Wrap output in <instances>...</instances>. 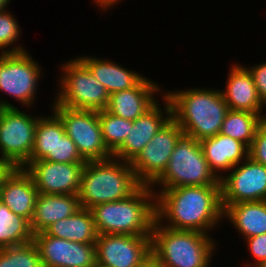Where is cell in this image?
Listing matches in <instances>:
<instances>
[{
  "label": "cell",
  "mask_w": 266,
  "mask_h": 267,
  "mask_svg": "<svg viewBox=\"0 0 266 267\" xmlns=\"http://www.w3.org/2000/svg\"><path fill=\"white\" fill-rule=\"evenodd\" d=\"M37 195L32 177L23 168H13L0 186V202L26 226L32 219Z\"/></svg>",
  "instance_id": "19"
},
{
  "label": "cell",
  "mask_w": 266,
  "mask_h": 267,
  "mask_svg": "<svg viewBox=\"0 0 266 267\" xmlns=\"http://www.w3.org/2000/svg\"><path fill=\"white\" fill-rule=\"evenodd\" d=\"M152 190L186 186H221L210 170L200 141L183 135L170 156L165 171L150 185Z\"/></svg>",
  "instance_id": "7"
},
{
  "label": "cell",
  "mask_w": 266,
  "mask_h": 267,
  "mask_svg": "<svg viewBox=\"0 0 266 267\" xmlns=\"http://www.w3.org/2000/svg\"><path fill=\"white\" fill-rule=\"evenodd\" d=\"M164 90L169 100L172 118L185 136L201 141L220 133L229 107L219 87H191Z\"/></svg>",
  "instance_id": "2"
},
{
  "label": "cell",
  "mask_w": 266,
  "mask_h": 267,
  "mask_svg": "<svg viewBox=\"0 0 266 267\" xmlns=\"http://www.w3.org/2000/svg\"><path fill=\"white\" fill-rule=\"evenodd\" d=\"M27 238V226L0 202V248L14 246Z\"/></svg>",
  "instance_id": "30"
},
{
  "label": "cell",
  "mask_w": 266,
  "mask_h": 267,
  "mask_svg": "<svg viewBox=\"0 0 266 267\" xmlns=\"http://www.w3.org/2000/svg\"><path fill=\"white\" fill-rule=\"evenodd\" d=\"M220 243L212 235L170 229L157 220L151 233V251L163 267H212Z\"/></svg>",
  "instance_id": "5"
},
{
  "label": "cell",
  "mask_w": 266,
  "mask_h": 267,
  "mask_svg": "<svg viewBox=\"0 0 266 267\" xmlns=\"http://www.w3.org/2000/svg\"><path fill=\"white\" fill-rule=\"evenodd\" d=\"M58 66L60 75L51 105H61L76 110L100 111L107 109L109 93L75 55Z\"/></svg>",
  "instance_id": "6"
},
{
  "label": "cell",
  "mask_w": 266,
  "mask_h": 267,
  "mask_svg": "<svg viewBox=\"0 0 266 267\" xmlns=\"http://www.w3.org/2000/svg\"><path fill=\"white\" fill-rule=\"evenodd\" d=\"M48 113L38 119L35 131L33 151L29 161L46 160L54 162V145L58 138L65 134V128L60 118L49 109Z\"/></svg>",
  "instance_id": "25"
},
{
  "label": "cell",
  "mask_w": 266,
  "mask_h": 267,
  "mask_svg": "<svg viewBox=\"0 0 266 267\" xmlns=\"http://www.w3.org/2000/svg\"><path fill=\"white\" fill-rule=\"evenodd\" d=\"M13 167L4 159L0 158V186L3 179L11 172Z\"/></svg>",
  "instance_id": "37"
},
{
  "label": "cell",
  "mask_w": 266,
  "mask_h": 267,
  "mask_svg": "<svg viewBox=\"0 0 266 267\" xmlns=\"http://www.w3.org/2000/svg\"><path fill=\"white\" fill-rule=\"evenodd\" d=\"M79 209L78 195L38 193L32 219L27 225L29 237L44 232L54 222L74 215Z\"/></svg>",
  "instance_id": "22"
},
{
  "label": "cell",
  "mask_w": 266,
  "mask_h": 267,
  "mask_svg": "<svg viewBox=\"0 0 266 267\" xmlns=\"http://www.w3.org/2000/svg\"><path fill=\"white\" fill-rule=\"evenodd\" d=\"M239 63H231L226 73L225 89L220 88L224 100L229 109L253 112L266 119V106L259 98L252 75Z\"/></svg>",
  "instance_id": "18"
},
{
  "label": "cell",
  "mask_w": 266,
  "mask_h": 267,
  "mask_svg": "<svg viewBox=\"0 0 266 267\" xmlns=\"http://www.w3.org/2000/svg\"><path fill=\"white\" fill-rule=\"evenodd\" d=\"M96 260L110 267H136L151 252V236L99 234Z\"/></svg>",
  "instance_id": "14"
},
{
  "label": "cell",
  "mask_w": 266,
  "mask_h": 267,
  "mask_svg": "<svg viewBox=\"0 0 266 267\" xmlns=\"http://www.w3.org/2000/svg\"><path fill=\"white\" fill-rule=\"evenodd\" d=\"M220 185L222 205L266 200V166L248 156L220 180Z\"/></svg>",
  "instance_id": "12"
},
{
  "label": "cell",
  "mask_w": 266,
  "mask_h": 267,
  "mask_svg": "<svg viewBox=\"0 0 266 267\" xmlns=\"http://www.w3.org/2000/svg\"><path fill=\"white\" fill-rule=\"evenodd\" d=\"M99 122L104 143L113 154L129 136L133 121L115 116L105 109L99 111Z\"/></svg>",
  "instance_id": "28"
},
{
  "label": "cell",
  "mask_w": 266,
  "mask_h": 267,
  "mask_svg": "<svg viewBox=\"0 0 266 267\" xmlns=\"http://www.w3.org/2000/svg\"><path fill=\"white\" fill-rule=\"evenodd\" d=\"M257 267H266V260L260 263Z\"/></svg>",
  "instance_id": "40"
},
{
  "label": "cell",
  "mask_w": 266,
  "mask_h": 267,
  "mask_svg": "<svg viewBox=\"0 0 266 267\" xmlns=\"http://www.w3.org/2000/svg\"><path fill=\"white\" fill-rule=\"evenodd\" d=\"M85 163L28 161L22 168L32 177L40 194L77 195Z\"/></svg>",
  "instance_id": "13"
},
{
  "label": "cell",
  "mask_w": 266,
  "mask_h": 267,
  "mask_svg": "<svg viewBox=\"0 0 266 267\" xmlns=\"http://www.w3.org/2000/svg\"><path fill=\"white\" fill-rule=\"evenodd\" d=\"M183 135L178 123L171 118L130 163L142 185H151L165 171L175 145Z\"/></svg>",
  "instance_id": "11"
},
{
  "label": "cell",
  "mask_w": 266,
  "mask_h": 267,
  "mask_svg": "<svg viewBox=\"0 0 266 267\" xmlns=\"http://www.w3.org/2000/svg\"><path fill=\"white\" fill-rule=\"evenodd\" d=\"M243 246H246V251L252 258L241 260L244 263L240 267H257L260 263L266 260V234L257 235L243 240Z\"/></svg>",
  "instance_id": "32"
},
{
  "label": "cell",
  "mask_w": 266,
  "mask_h": 267,
  "mask_svg": "<svg viewBox=\"0 0 266 267\" xmlns=\"http://www.w3.org/2000/svg\"><path fill=\"white\" fill-rule=\"evenodd\" d=\"M98 234L151 236L156 221V194L141 185L123 200L102 203L91 209Z\"/></svg>",
  "instance_id": "3"
},
{
  "label": "cell",
  "mask_w": 266,
  "mask_h": 267,
  "mask_svg": "<svg viewBox=\"0 0 266 267\" xmlns=\"http://www.w3.org/2000/svg\"><path fill=\"white\" fill-rule=\"evenodd\" d=\"M136 267H163L157 256L151 251Z\"/></svg>",
  "instance_id": "36"
},
{
  "label": "cell",
  "mask_w": 266,
  "mask_h": 267,
  "mask_svg": "<svg viewBox=\"0 0 266 267\" xmlns=\"http://www.w3.org/2000/svg\"><path fill=\"white\" fill-rule=\"evenodd\" d=\"M24 109L7 107L0 111V158L13 168H22L31 158L37 122L43 115Z\"/></svg>",
  "instance_id": "9"
},
{
  "label": "cell",
  "mask_w": 266,
  "mask_h": 267,
  "mask_svg": "<svg viewBox=\"0 0 266 267\" xmlns=\"http://www.w3.org/2000/svg\"><path fill=\"white\" fill-rule=\"evenodd\" d=\"M43 68L29 51L0 54V106L2 108L21 106L34 110L35 102L39 99L37 90L39 91L40 81L45 78ZM4 94L20 105H14L10 100H6Z\"/></svg>",
  "instance_id": "8"
},
{
  "label": "cell",
  "mask_w": 266,
  "mask_h": 267,
  "mask_svg": "<svg viewBox=\"0 0 266 267\" xmlns=\"http://www.w3.org/2000/svg\"><path fill=\"white\" fill-rule=\"evenodd\" d=\"M223 221L233 226L239 239L266 234V200L222 205ZM236 229V230H235Z\"/></svg>",
  "instance_id": "23"
},
{
  "label": "cell",
  "mask_w": 266,
  "mask_h": 267,
  "mask_svg": "<svg viewBox=\"0 0 266 267\" xmlns=\"http://www.w3.org/2000/svg\"><path fill=\"white\" fill-rule=\"evenodd\" d=\"M252 75L258 95L262 103L266 106V61L255 62L252 66L244 65Z\"/></svg>",
  "instance_id": "34"
},
{
  "label": "cell",
  "mask_w": 266,
  "mask_h": 267,
  "mask_svg": "<svg viewBox=\"0 0 266 267\" xmlns=\"http://www.w3.org/2000/svg\"><path fill=\"white\" fill-rule=\"evenodd\" d=\"M92 4L97 7L98 11H101V13L105 12L108 13L107 11L110 10L112 11V8H117L116 6L118 4L121 5V2L126 1V0H91Z\"/></svg>",
  "instance_id": "35"
},
{
  "label": "cell",
  "mask_w": 266,
  "mask_h": 267,
  "mask_svg": "<svg viewBox=\"0 0 266 267\" xmlns=\"http://www.w3.org/2000/svg\"><path fill=\"white\" fill-rule=\"evenodd\" d=\"M163 88L161 83L146 76L137 86L111 94L106 110L115 116L134 121L163 97Z\"/></svg>",
  "instance_id": "17"
},
{
  "label": "cell",
  "mask_w": 266,
  "mask_h": 267,
  "mask_svg": "<svg viewBox=\"0 0 266 267\" xmlns=\"http://www.w3.org/2000/svg\"><path fill=\"white\" fill-rule=\"evenodd\" d=\"M54 162L56 163H86L77 150L75 143L65 133L54 145Z\"/></svg>",
  "instance_id": "31"
},
{
  "label": "cell",
  "mask_w": 266,
  "mask_h": 267,
  "mask_svg": "<svg viewBox=\"0 0 266 267\" xmlns=\"http://www.w3.org/2000/svg\"><path fill=\"white\" fill-rule=\"evenodd\" d=\"M37 245L44 267H91L96 261L95 244H83L36 233L30 237Z\"/></svg>",
  "instance_id": "15"
},
{
  "label": "cell",
  "mask_w": 266,
  "mask_h": 267,
  "mask_svg": "<svg viewBox=\"0 0 266 267\" xmlns=\"http://www.w3.org/2000/svg\"><path fill=\"white\" fill-rule=\"evenodd\" d=\"M171 118V104L163 95L150 110L133 121L129 136L113 157L131 163Z\"/></svg>",
  "instance_id": "16"
},
{
  "label": "cell",
  "mask_w": 266,
  "mask_h": 267,
  "mask_svg": "<svg viewBox=\"0 0 266 267\" xmlns=\"http://www.w3.org/2000/svg\"><path fill=\"white\" fill-rule=\"evenodd\" d=\"M90 70L93 76L104 85L109 95L137 86L146 76L136 69L126 68V65L113 61L108 57L101 58L88 54L77 56Z\"/></svg>",
  "instance_id": "21"
},
{
  "label": "cell",
  "mask_w": 266,
  "mask_h": 267,
  "mask_svg": "<svg viewBox=\"0 0 266 267\" xmlns=\"http://www.w3.org/2000/svg\"><path fill=\"white\" fill-rule=\"evenodd\" d=\"M13 0H0V11L7 9Z\"/></svg>",
  "instance_id": "38"
},
{
  "label": "cell",
  "mask_w": 266,
  "mask_h": 267,
  "mask_svg": "<svg viewBox=\"0 0 266 267\" xmlns=\"http://www.w3.org/2000/svg\"><path fill=\"white\" fill-rule=\"evenodd\" d=\"M141 185L131 164L112 156L85 163L77 195L81 208L91 209L102 203L126 199Z\"/></svg>",
  "instance_id": "4"
},
{
  "label": "cell",
  "mask_w": 266,
  "mask_h": 267,
  "mask_svg": "<svg viewBox=\"0 0 266 267\" xmlns=\"http://www.w3.org/2000/svg\"><path fill=\"white\" fill-rule=\"evenodd\" d=\"M21 28L19 20L8 8L0 11V54L28 51L24 44L19 43L23 32Z\"/></svg>",
  "instance_id": "29"
},
{
  "label": "cell",
  "mask_w": 266,
  "mask_h": 267,
  "mask_svg": "<svg viewBox=\"0 0 266 267\" xmlns=\"http://www.w3.org/2000/svg\"><path fill=\"white\" fill-rule=\"evenodd\" d=\"M200 143L210 170L219 180L249 156V148L244 143L221 133Z\"/></svg>",
  "instance_id": "20"
},
{
  "label": "cell",
  "mask_w": 266,
  "mask_h": 267,
  "mask_svg": "<svg viewBox=\"0 0 266 267\" xmlns=\"http://www.w3.org/2000/svg\"><path fill=\"white\" fill-rule=\"evenodd\" d=\"M44 232L49 236L83 244H95L99 235L91 210L85 208L54 222Z\"/></svg>",
  "instance_id": "24"
},
{
  "label": "cell",
  "mask_w": 266,
  "mask_h": 267,
  "mask_svg": "<svg viewBox=\"0 0 266 267\" xmlns=\"http://www.w3.org/2000/svg\"><path fill=\"white\" fill-rule=\"evenodd\" d=\"M153 191L156 194V220L162 226L208 235L223 226L221 186H186Z\"/></svg>",
  "instance_id": "1"
},
{
  "label": "cell",
  "mask_w": 266,
  "mask_h": 267,
  "mask_svg": "<svg viewBox=\"0 0 266 267\" xmlns=\"http://www.w3.org/2000/svg\"><path fill=\"white\" fill-rule=\"evenodd\" d=\"M51 109L62 121L65 133L75 143L81 157L86 161L109 159L113 154L107 149L99 122V111L76 110L61 105H51Z\"/></svg>",
  "instance_id": "10"
},
{
  "label": "cell",
  "mask_w": 266,
  "mask_h": 267,
  "mask_svg": "<svg viewBox=\"0 0 266 267\" xmlns=\"http://www.w3.org/2000/svg\"><path fill=\"white\" fill-rule=\"evenodd\" d=\"M0 267H44L37 245L29 237L0 248Z\"/></svg>",
  "instance_id": "27"
},
{
  "label": "cell",
  "mask_w": 266,
  "mask_h": 267,
  "mask_svg": "<svg viewBox=\"0 0 266 267\" xmlns=\"http://www.w3.org/2000/svg\"><path fill=\"white\" fill-rule=\"evenodd\" d=\"M249 157L266 166V119L256 131L252 145L249 148Z\"/></svg>",
  "instance_id": "33"
},
{
  "label": "cell",
  "mask_w": 266,
  "mask_h": 267,
  "mask_svg": "<svg viewBox=\"0 0 266 267\" xmlns=\"http://www.w3.org/2000/svg\"><path fill=\"white\" fill-rule=\"evenodd\" d=\"M91 267H110L108 265L102 264L101 262H98L97 260L94 262V264Z\"/></svg>",
  "instance_id": "39"
},
{
  "label": "cell",
  "mask_w": 266,
  "mask_h": 267,
  "mask_svg": "<svg viewBox=\"0 0 266 267\" xmlns=\"http://www.w3.org/2000/svg\"><path fill=\"white\" fill-rule=\"evenodd\" d=\"M263 121L264 118L259 114L229 109L223 120L220 133L239 140L250 148L256 131Z\"/></svg>",
  "instance_id": "26"
}]
</instances>
